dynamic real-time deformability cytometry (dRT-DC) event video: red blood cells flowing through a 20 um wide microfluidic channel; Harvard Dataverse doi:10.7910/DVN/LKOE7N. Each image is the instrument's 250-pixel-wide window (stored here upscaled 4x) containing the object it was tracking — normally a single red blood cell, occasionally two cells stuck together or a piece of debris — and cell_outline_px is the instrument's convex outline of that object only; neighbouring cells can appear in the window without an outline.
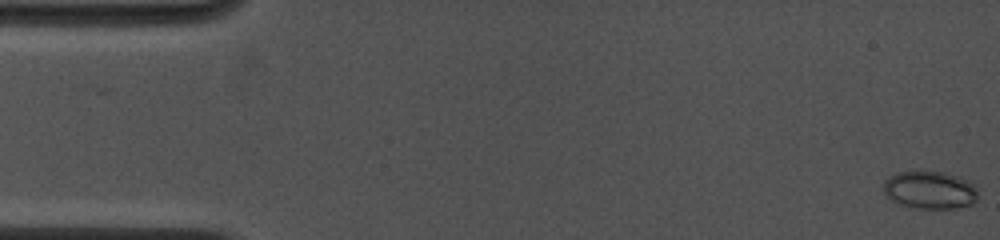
{"species": "common noctule bat (a hibernating species)", "species_latin": "Nyctalus noctula", "temperature_condition": "cold", "stored_images_in_passage": 70, "camera_frame_rate_fps": 4500, "um_per_image_px": 0.085, "animal": {"sex": "female", "body_mass_g": 19.0, "forearm_length_mm": 53.3}, "frame": {"image": 1, "passage_image": 1, "time_ms": 0.0, "image_size_px": [1000, 240], "cell_outline_px": [[976, 200], [972, 204], [956, 208], [912, 208], [900, 204], [892, 200], [884, 192], [884, 180], [888, 176], [896, 172], [948, 172], [960, 176], [976, 184]], "centroid_in_image_um": [79.05, 16.14], "position_along_channel_um": 5.9, "area_um2": 20.92}}
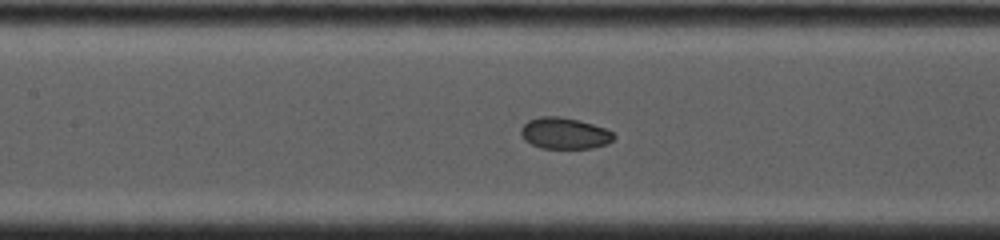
{"frame": {"image": 2, "passage_image": 33, "time_ms": 7.111, "image_size_px": [1000, 240], "cell_outline_px": [[616, 136], [608, 144], [592, 148], [540, 148], [524, 140], [520, 132], [520, 128], [528, 120], [540, 116], [560, 116], [592, 124], [604, 128], [612, 132]], "centroid_in_image_um": [47.96, 11.33], "position_along_channel_um": 159.4, "area_um2": 16.94}}
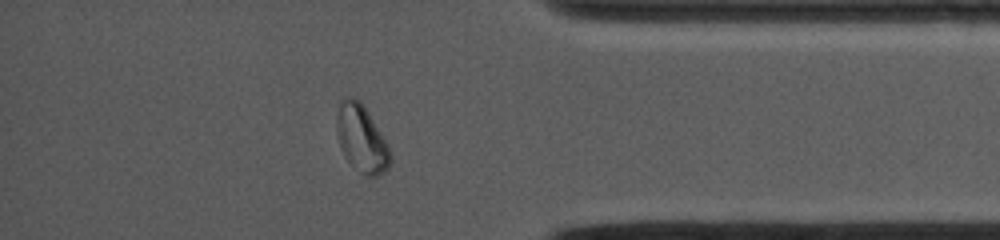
{"frame": {"image": 3, "passage_image": 61, "time_ms": 13.333, "image_size_px": [1000, 240], "cell_outline_px": [[392, 160], [388, 168], [384, 172], [376, 176], [364, 176], [344, 156], [340, 148], [336, 132], [336, 116], [340, 100], [348, 96], [352, 96], [360, 100], [364, 104], [388, 144], [392, 156]], "centroid_in_image_um": [30.73, 11.75], "position_along_channel_um": 404.5, "area_um2": 21.39}, "authors_computed_cell_mechanics": {"area_um2": 18.0914, "velocity_mm_per_s": 4.0839, "shape_relaxation_time_tau1_ms": 10.7035, "shape_relaxation_time_tau2_ms": 3.2429, "deformation_change_tau1": 0.2075, "deformation_change_tau2": 0.0504}}